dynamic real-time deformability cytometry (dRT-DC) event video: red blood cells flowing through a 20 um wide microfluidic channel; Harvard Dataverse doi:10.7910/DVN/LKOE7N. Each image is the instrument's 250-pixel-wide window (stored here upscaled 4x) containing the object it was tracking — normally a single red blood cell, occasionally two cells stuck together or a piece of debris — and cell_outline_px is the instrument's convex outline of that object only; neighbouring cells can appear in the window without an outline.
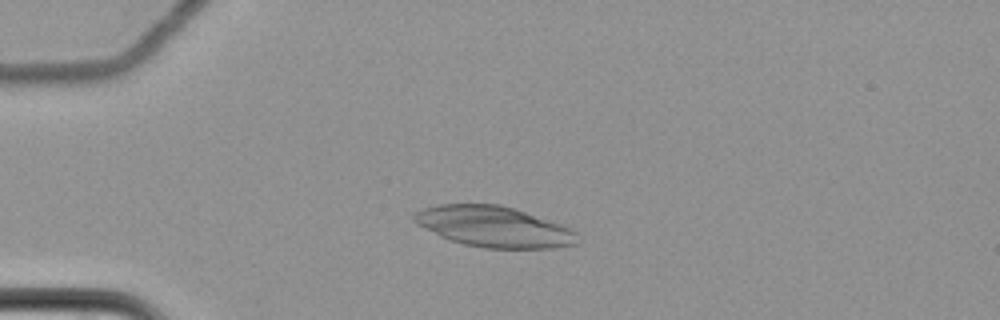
{"species": "common noctule bat (a hibernating species)", "species_latin": "Nyctalus noctula", "temperature_condition": "cold", "stored_images_in_passage": 59, "camera_frame_rate_fps": 3000, "um_per_image_px": 0.085, "animal": {"sex": "female", "body_mass_g": 22.7, "forearm_length_mm": 54.2}, "frame": {"image": 1, "passage_image": 15, "time_ms": 4.667, "image_size_px": [1000, 320], "cell_outline_px": [[584, 240], [576, 244], [556, 248], [484, 248], [464, 244], [440, 236], [416, 224], [412, 220], [412, 216], [416, 212], [424, 208], [440, 204], [500, 204], [564, 224], [572, 228]], "centroid_in_image_um": [42.06, 19.27], "position_along_channel_um": 42.9, "area_um2": 39.13}}
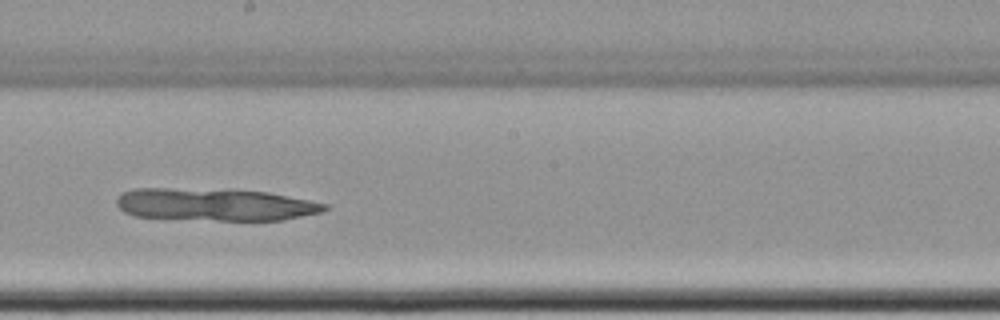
{"frame": {"image": 2, "passage_image": 34, "time_ms": 11.0, "image_size_px": [1000, 320], "cell_outline_px": [[328, 208], [324, 212], [284, 220], [216, 220], [136, 216], [124, 212], [116, 204], [116, 196], [120, 192], [136, 188], [168, 188], [268, 192], [328, 204]], "centroid_in_image_um": [18.26, 17.39], "position_along_channel_um": 229.9, "area_um2": 39.02}}
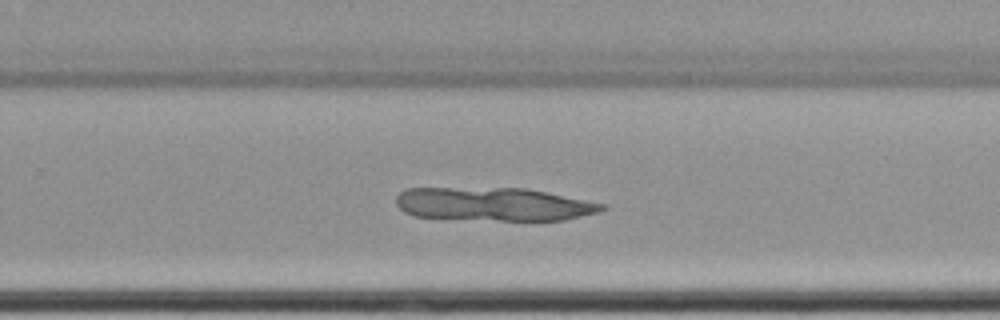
{"frame": {"image": 3, "passage_image": 39, "time_ms": 12.667, "image_size_px": [1000, 320], "cell_outline_px": [[608, 208], [600, 212], [564, 220], [500, 220], [416, 216], [404, 212], [396, 204], [396, 196], [400, 192], [408, 188], [528, 188], [608, 204]], "centroid_in_image_um": [42.04, 17.34], "position_along_channel_um": 287.8, "area_um2": 40.06}}